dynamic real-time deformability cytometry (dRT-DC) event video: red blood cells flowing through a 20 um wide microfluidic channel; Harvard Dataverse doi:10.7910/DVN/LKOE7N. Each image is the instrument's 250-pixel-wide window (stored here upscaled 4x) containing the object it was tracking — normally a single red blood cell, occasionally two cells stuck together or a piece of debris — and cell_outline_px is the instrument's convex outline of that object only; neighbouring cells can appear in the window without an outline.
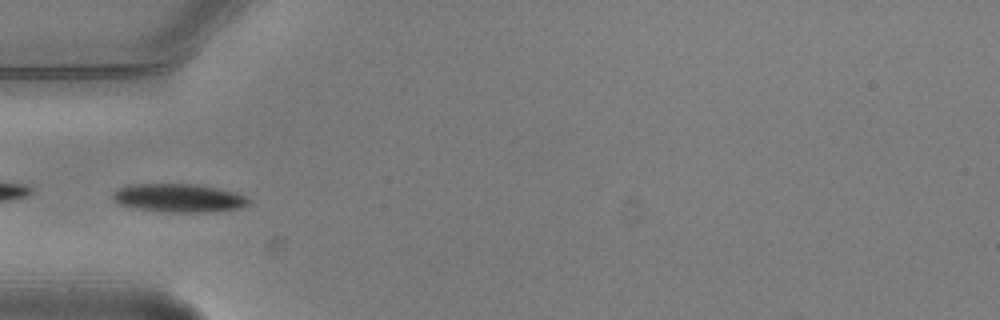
{"species": "common noctule bat (a hibernating species)", "species_latin": "Nyctalus noctula", "temperature_condition": "warm", "stored_images_in_passage": 7, "camera_frame_rate_fps": 3000, "um_per_image_px": 0.085, "animal": {"sex": "male", "body_mass_g": 20.5, "forearm_length_mm": 52.5}, "frame": {"image": 1, "passage_image": 6, "time_ms": 1.667, "image_size_px": [1000, 320], "cell_outline_px": [[252, 200], [248, 204], [240, 208], [216, 212], [168, 212], [136, 208], [120, 204], [112, 196], [112, 192], [128, 184], [196, 184], [216, 188], [232, 192], [244, 196]], "centroid_in_image_um": [15.21, 16.83], "position_along_channel_um": 69.8, "area_um2": 22.37}}
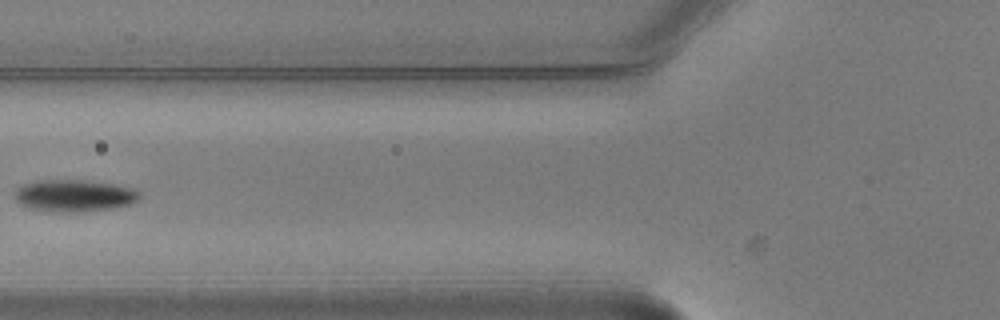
{"frame": {"image": 2, "passage_image": 7, "time_ms": 2.0, "image_size_px": [1000, 320], "cell_outline_px": [[140, 196], [136, 200], [128, 204], [116, 208], [32, 208], [20, 204], [16, 200], [16, 192], [24, 184], [36, 180], [84, 180], [112, 184], [132, 188], [140, 192]], "centroid_in_image_um": [6.35, 16.54], "position_along_channel_um": 119.5, "area_um2": 21.44}}